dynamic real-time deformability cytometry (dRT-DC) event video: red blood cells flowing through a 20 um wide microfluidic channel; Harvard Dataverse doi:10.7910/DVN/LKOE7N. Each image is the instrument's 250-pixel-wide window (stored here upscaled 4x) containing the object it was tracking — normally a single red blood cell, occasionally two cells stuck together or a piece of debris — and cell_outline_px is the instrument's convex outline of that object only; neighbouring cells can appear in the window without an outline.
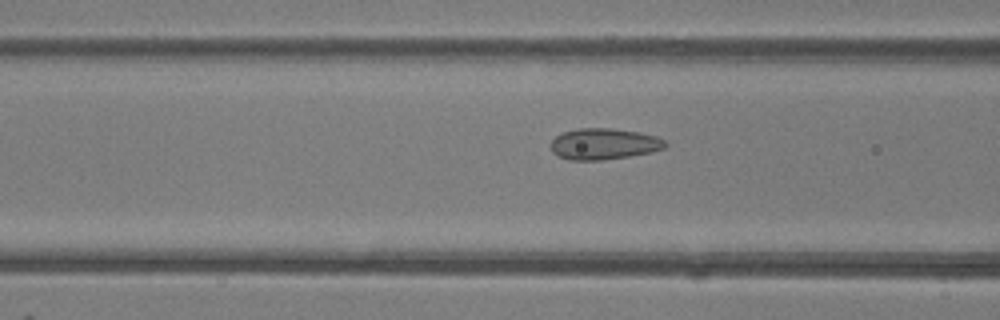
{"species": "common noctule bat (a hibernating species)", "species_latin": "Nyctalus noctula", "temperature_condition": "room temperature", "stored_images_in_passage": 47, "camera_frame_rate_fps": 3000, "um_per_image_px": 0.085, "animal": {"sex": "female"}, "frame": {"image": 1, "passage_image": 18, "time_ms": 5.667, "image_size_px": [1000, 320], "cell_outline_px": [[668, 144], [664, 148], [652, 152], [604, 160], [568, 160], [556, 156], [552, 152], [552, 140], [556, 136], [564, 132], [576, 128], [612, 128], [640, 132], [656, 136], [664, 140]], "centroid_in_image_um": [51.33, 12.23], "position_along_channel_um": 115.3, "area_um2": 20.92}}
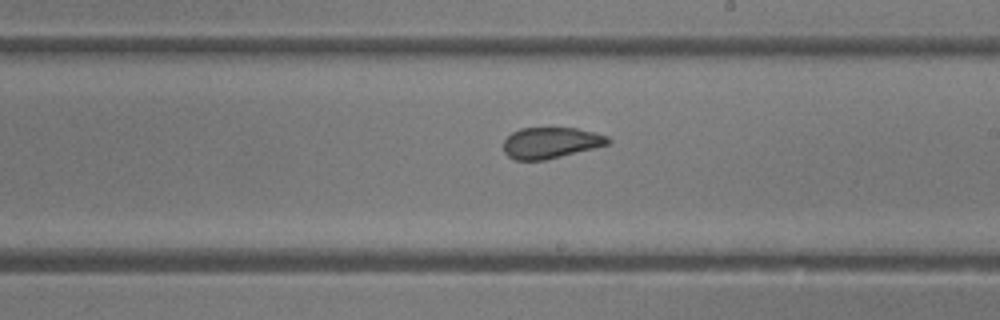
{"frame": {"image": 2, "passage_image": 27, "time_ms": 8.667, "image_size_px": [1000, 320], "cell_outline_px": [[612, 140], [608, 144], [544, 160], [516, 160], [508, 156], [504, 152], [504, 140], [512, 132], [520, 128], [576, 128], [608, 136]], "centroid_in_image_um": [46.79, 12.13], "position_along_channel_um": 242.2, "area_um2": 18.67}}
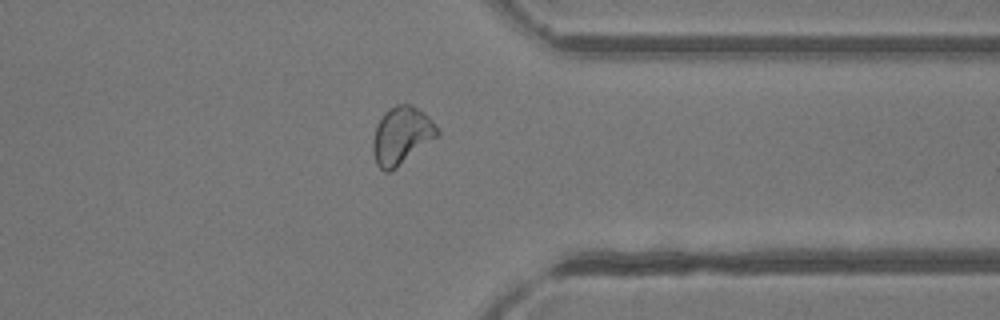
{"frame": {"image": 3, "passage_image": 37, "time_ms": 12.0, "image_size_px": [1000, 320], "cell_outline_px": [[440, 136], [392, 172], [384, 172], [376, 164], [372, 152], [372, 140], [376, 124], [384, 112], [388, 108], [396, 104], [412, 104], [424, 112], [428, 116], [440, 132]], "centroid_in_image_um": [34.13, 11.54], "position_along_channel_um": 377.3, "area_um2": 22.25}, "authors_computed_cell_mechanics": {"area_um2": 21.4438, "velocity_mm_per_s": 4.2268, "shape_relaxation_time_tau1_ms": null, "shape_relaxation_time_tau2_ms": 0.6619, "deformation_change_tau1": null, "deformation_change_tau2": 0.0436}}